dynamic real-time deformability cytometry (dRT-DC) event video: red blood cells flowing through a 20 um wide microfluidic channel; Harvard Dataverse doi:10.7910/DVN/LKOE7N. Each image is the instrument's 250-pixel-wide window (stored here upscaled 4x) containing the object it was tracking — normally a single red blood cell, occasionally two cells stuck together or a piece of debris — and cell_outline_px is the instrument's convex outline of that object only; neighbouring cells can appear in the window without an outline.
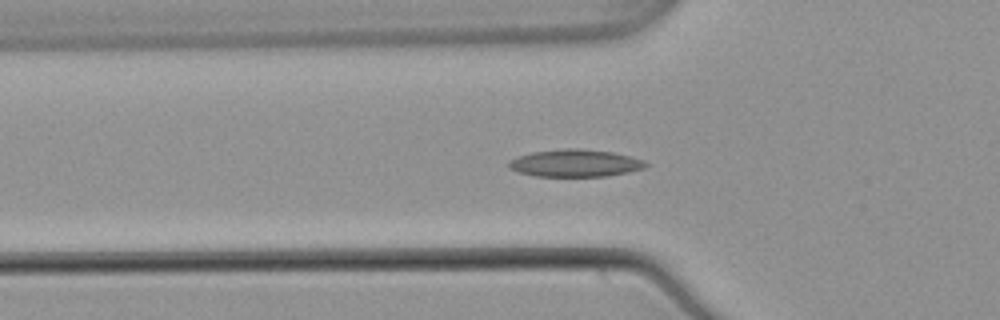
{"species": "common noctule bat (a hibernating species)", "species_latin": "Nyctalus noctula", "temperature_condition": "warm", "stored_images_in_passage": 55, "segment_of_instrument_passage": [1, 2], "camera_frame_rate_fps": 3000, "um_per_image_px": 0.085, "animal": {"sex": "male", "body_mass_g": 21.5, "forearm_length_mm": 52.0}, "frame": {"image": 1, "passage_image": 19, "time_ms": 6.0, "image_size_px": [1000, 320], "cell_outline_px": [[648, 164], [644, 168], [628, 172], [608, 176], [536, 176], [516, 172], [508, 168], [508, 160], [532, 152], [564, 148], [580, 148], [612, 152], [644, 160]], "centroid_in_image_um": [48.86, 13.87], "position_along_channel_um": 76.9, "area_um2": 21.85}}
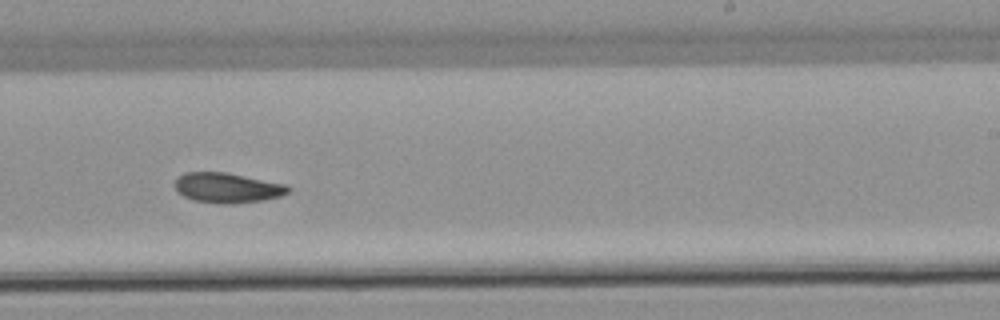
{"frame": {"image": 2, "passage_image": 34, "time_ms": 11.0, "image_size_px": [1000, 320], "cell_outline_px": [[292, 188], [288, 192], [280, 196], [260, 200], [232, 204], [216, 204], [192, 200], [176, 192], [176, 180], [184, 172], [224, 172], [288, 184]], "centroid_in_image_um": [19.33, 15.97], "position_along_channel_um": 269.7, "area_um2": 19.88}}
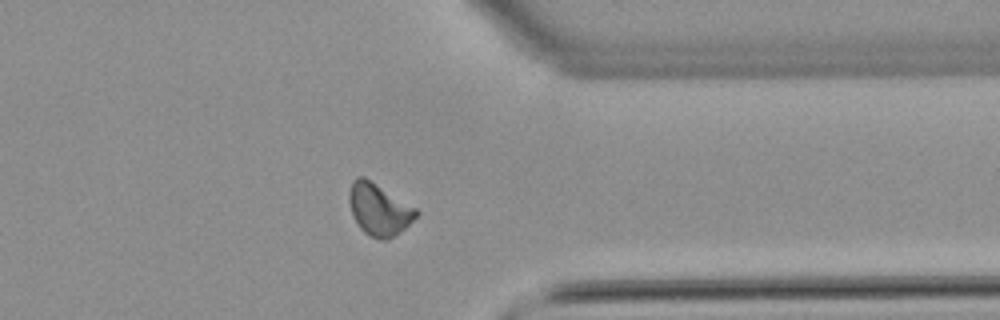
{"frame": {"image": 3, "passage_image": 43, "time_ms": 14.0, "image_size_px": [1000, 320], "cell_outline_px": [[420, 212], [400, 232], [388, 240], [380, 240], [368, 236], [360, 228], [352, 216], [348, 200], [348, 192], [352, 180], [356, 176], [364, 176], [416, 208]], "centroid_in_image_um": [32.17, 17.8], "position_along_channel_um": 379.2, "area_um2": 20.4}}